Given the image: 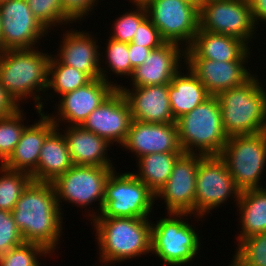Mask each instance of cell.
<instances>
[{
    "label": "cell",
    "instance_id": "cb8c5ba5",
    "mask_svg": "<svg viewBox=\"0 0 266 266\" xmlns=\"http://www.w3.org/2000/svg\"><path fill=\"white\" fill-rule=\"evenodd\" d=\"M64 138L73 165L114 167L107 156L110 143L81 125L65 127Z\"/></svg>",
    "mask_w": 266,
    "mask_h": 266
},
{
    "label": "cell",
    "instance_id": "7bdbcfd3",
    "mask_svg": "<svg viewBox=\"0 0 266 266\" xmlns=\"http://www.w3.org/2000/svg\"><path fill=\"white\" fill-rule=\"evenodd\" d=\"M228 266H249V265L244 264L236 255H234L231 264Z\"/></svg>",
    "mask_w": 266,
    "mask_h": 266
},
{
    "label": "cell",
    "instance_id": "ab89813d",
    "mask_svg": "<svg viewBox=\"0 0 266 266\" xmlns=\"http://www.w3.org/2000/svg\"><path fill=\"white\" fill-rule=\"evenodd\" d=\"M128 57L131 63V66L135 69L137 66H140L145 62V59L152 51L151 48L144 47L142 45H135L132 42L128 44Z\"/></svg>",
    "mask_w": 266,
    "mask_h": 266
},
{
    "label": "cell",
    "instance_id": "4dcf8cb0",
    "mask_svg": "<svg viewBox=\"0 0 266 266\" xmlns=\"http://www.w3.org/2000/svg\"><path fill=\"white\" fill-rule=\"evenodd\" d=\"M24 110L18 109L15 113L0 117V163L1 165L13 153L18 144L24 129ZM23 122V123H21Z\"/></svg>",
    "mask_w": 266,
    "mask_h": 266
},
{
    "label": "cell",
    "instance_id": "83f0119b",
    "mask_svg": "<svg viewBox=\"0 0 266 266\" xmlns=\"http://www.w3.org/2000/svg\"><path fill=\"white\" fill-rule=\"evenodd\" d=\"M184 152L151 153L136 159L137 173H133L155 195L170 178L174 163Z\"/></svg>",
    "mask_w": 266,
    "mask_h": 266
},
{
    "label": "cell",
    "instance_id": "bcb514c9",
    "mask_svg": "<svg viewBox=\"0 0 266 266\" xmlns=\"http://www.w3.org/2000/svg\"><path fill=\"white\" fill-rule=\"evenodd\" d=\"M196 5H198L199 7L201 6V0H188Z\"/></svg>",
    "mask_w": 266,
    "mask_h": 266
},
{
    "label": "cell",
    "instance_id": "4fadbf2b",
    "mask_svg": "<svg viewBox=\"0 0 266 266\" xmlns=\"http://www.w3.org/2000/svg\"><path fill=\"white\" fill-rule=\"evenodd\" d=\"M0 11L2 51L35 48L39 39L50 32L35 18L26 0L3 2Z\"/></svg>",
    "mask_w": 266,
    "mask_h": 266
},
{
    "label": "cell",
    "instance_id": "ee69618b",
    "mask_svg": "<svg viewBox=\"0 0 266 266\" xmlns=\"http://www.w3.org/2000/svg\"><path fill=\"white\" fill-rule=\"evenodd\" d=\"M135 5H145L149 0H130Z\"/></svg>",
    "mask_w": 266,
    "mask_h": 266
},
{
    "label": "cell",
    "instance_id": "d590c367",
    "mask_svg": "<svg viewBox=\"0 0 266 266\" xmlns=\"http://www.w3.org/2000/svg\"><path fill=\"white\" fill-rule=\"evenodd\" d=\"M106 51L104 54L106 56L105 62L113 74L117 76H129L131 77L134 68L131 66L128 57V44L123 42L115 41L111 38L107 39ZM107 60V61H106Z\"/></svg>",
    "mask_w": 266,
    "mask_h": 266
},
{
    "label": "cell",
    "instance_id": "681fc988",
    "mask_svg": "<svg viewBox=\"0 0 266 266\" xmlns=\"http://www.w3.org/2000/svg\"><path fill=\"white\" fill-rule=\"evenodd\" d=\"M103 264H104V266H109L107 263H103ZM103 264L101 263L100 266H103Z\"/></svg>",
    "mask_w": 266,
    "mask_h": 266
},
{
    "label": "cell",
    "instance_id": "836d02e7",
    "mask_svg": "<svg viewBox=\"0 0 266 266\" xmlns=\"http://www.w3.org/2000/svg\"><path fill=\"white\" fill-rule=\"evenodd\" d=\"M136 9L119 16L112 24L113 32L108 38L129 44L139 24L148 16L145 5H135Z\"/></svg>",
    "mask_w": 266,
    "mask_h": 266
},
{
    "label": "cell",
    "instance_id": "f6af8a7d",
    "mask_svg": "<svg viewBox=\"0 0 266 266\" xmlns=\"http://www.w3.org/2000/svg\"><path fill=\"white\" fill-rule=\"evenodd\" d=\"M1 31H2V17H1V11H0V52L2 51Z\"/></svg>",
    "mask_w": 266,
    "mask_h": 266
},
{
    "label": "cell",
    "instance_id": "e575fe53",
    "mask_svg": "<svg viewBox=\"0 0 266 266\" xmlns=\"http://www.w3.org/2000/svg\"><path fill=\"white\" fill-rule=\"evenodd\" d=\"M235 255L249 266H266V232L251 235L238 242Z\"/></svg>",
    "mask_w": 266,
    "mask_h": 266
},
{
    "label": "cell",
    "instance_id": "8992f818",
    "mask_svg": "<svg viewBox=\"0 0 266 266\" xmlns=\"http://www.w3.org/2000/svg\"><path fill=\"white\" fill-rule=\"evenodd\" d=\"M168 214V218H161L156 224L152 222L151 253H155V256L164 262V266L187 265L190 261L193 262L194 257L196 258L201 244L199 234L186 221V217L192 214Z\"/></svg>",
    "mask_w": 266,
    "mask_h": 266
},
{
    "label": "cell",
    "instance_id": "f35d334b",
    "mask_svg": "<svg viewBox=\"0 0 266 266\" xmlns=\"http://www.w3.org/2000/svg\"><path fill=\"white\" fill-rule=\"evenodd\" d=\"M98 1L99 0H62V4L65 14L73 22H77L78 20H83V17L88 16V14L93 11V6L96 7Z\"/></svg>",
    "mask_w": 266,
    "mask_h": 266
},
{
    "label": "cell",
    "instance_id": "3957f363",
    "mask_svg": "<svg viewBox=\"0 0 266 266\" xmlns=\"http://www.w3.org/2000/svg\"><path fill=\"white\" fill-rule=\"evenodd\" d=\"M100 261L114 264L151 253L149 218H92Z\"/></svg>",
    "mask_w": 266,
    "mask_h": 266
},
{
    "label": "cell",
    "instance_id": "b9f144b4",
    "mask_svg": "<svg viewBox=\"0 0 266 266\" xmlns=\"http://www.w3.org/2000/svg\"><path fill=\"white\" fill-rule=\"evenodd\" d=\"M251 16L253 22L258 25V22L266 21V0H249ZM259 20V21H258Z\"/></svg>",
    "mask_w": 266,
    "mask_h": 266
},
{
    "label": "cell",
    "instance_id": "5bb4252c",
    "mask_svg": "<svg viewBox=\"0 0 266 266\" xmlns=\"http://www.w3.org/2000/svg\"><path fill=\"white\" fill-rule=\"evenodd\" d=\"M199 154L183 153L174 163L170 178L155 195L164 199L167 213L195 214L196 176Z\"/></svg>",
    "mask_w": 266,
    "mask_h": 266
},
{
    "label": "cell",
    "instance_id": "9c48e42d",
    "mask_svg": "<svg viewBox=\"0 0 266 266\" xmlns=\"http://www.w3.org/2000/svg\"><path fill=\"white\" fill-rule=\"evenodd\" d=\"M114 169L115 167L73 165L64 174L59 175L52 185L61 212V200L76 204L85 210L88 205L99 201L100 211L97 214L93 211L92 214L88 212V216L90 219V216L94 218L99 215L104 200L105 183Z\"/></svg>",
    "mask_w": 266,
    "mask_h": 266
},
{
    "label": "cell",
    "instance_id": "7c38bea8",
    "mask_svg": "<svg viewBox=\"0 0 266 266\" xmlns=\"http://www.w3.org/2000/svg\"><path fill=\"white\" fill-rule=\"evenodd\" d=\"M199 29L237 37L248 46L257 31L248 0L204 2L199 7Z\"/></svg>",
    "mask_w": 266,
    "mask_h": 266
},
{
    "label": "cell",
    "instance_id": "8fae6325",
    "mask_svg": "<svg viewBox=\"0 0 266 266\" xmlns=\"http://www.w3.org/2000/svg\"><path fill=\"white\" fill-rule=\"evenodd\" d=\"M240 193L225 161L220 156L199 155L195 217L203 218L214 208L226 202L231 195L235 198L234 201L238 203Z\"/></svg>",
    "mask_w": 266,
    "mask_h": 266
},
{
    "label": "cell",
    "instance_id": "f546056e",
    "mask_svg": "<svg viewBox=\"0 0 266 266\" xmlns=\"http://www.w3.org/2000/svg\"><path fill=\"white\" fill-rule=\"evenodd\" d=\"M0 175V210L12 212L33 178L28 173L10 170L1 164Z\"/></svg>",
    "mask_w": 266,
    "mask_h": 266
},
{
    "label": "cell",
    "instance_id": "30bf717a",
    "mask_svg": "<svg viewBox=\"0 0 266 266\" xmlns=\"http://www.w3.org/2000/svg\"><path fill=\"white\" fill-rule=\"evenodd\" d=\"M145 6L165 42L183 44L185 50L191 45L199 30L198 5L188 0H149Z\"/></svg>",
    "mask_w": 266,
    "mask_h": 266
},
{
    "label": "cell",
    "instance_id": "603a6c76",
    "mask_svg": "<svg viewBox=\"0 0 266 266\" xmlns=\"http://www.w3.org/2000/svg\"><path fill=\"white\" fill-rule=\"evenodd\" d=\"M40 120L27 126L13 153L2 164L5 168L32 174L38 165L41 148L47 136L57 127L47 113H39Z\"/></svg>",
    "mask_w": 266,
    "mask_h": 266
},
{
    "label": "cell",
    "instance_id": "74e56055",
    "mask_svg": "<svg viewBox=\"0 0 266 266\" xmlns=\"http://www.w3.org/2000/svg\"><path fill=\"white\" fill-rule=\"evenodd\" d=\"M131 42L135 45L151 48L152 50L165 43L159 30L153 25L148 16L139 24Z\"/></svg>",
    "mask_w": 266,
    "mask_h": 266
},
{
    "label": "cell",
    "instance_id": "7a4b0ae2",
    "mask_svg": "<svg viewBox=\"0 0 266 266\" xmlns=\"http://www.w3.org/2000/svg\"><path fill=\"white\" fill-rule=\"evenodd\" d=\"M36 49L1 51L0 83L19 106L21 100L35 99L36 112L41 113L44 103L39 92L46 91L48 87L51 54Z\"/></svg>",
    "mask_w": 266,
    "mask_h": 266
},
{
    "label": "cell",
    "instance_id": "ac0fdd59",
    "mask_svg": "<svg viewBox=\"0 0 266 266\" xmlns=\"http://www.w3.org/2000/svg\"><path fill=\"white\" fill-rule=\"evenodd\" d=\"M136 158L151 153L183 152L176 123H147L133 119L122 144Z\"/></svg>",
    "mask_w": 266,
    "mask_h": 266
},
{
    "label": "cell",
    "instance_id": "1f68e13d",
    "mask_svg": "<svg viewBox=\"0 0 266 266\" xmlns=\"http://www.w3.org/2000/svg\"><path fill=\"white\" fill-rule=\"evenodd\" d=\"M26 3L47 31L51 29V26L73 23L64 12L62 0H26Z\"/></svg>",
    "mask_w": 266,
    "mask_h": 266
},
{
    "label": "cell",
    "instance_id": "484cf974",
    "mask_svg": "<svg viewBox=\"0 0 266 266\" xmlns=\"http://www.w3.org/2000/svg\"><path fill=\"white\" fill-rule=\"evenodd\" d=\"M184 75L179 70L168 84V97L175 120L192 111L211 95L189 68ZM183 74V75H182Z\"/></svg>",
    "mask_w": 266,
    "mask_h": 266
},
{
    "label": "cell",
    "instance_id": "6da1fadb",
    "mask_svg": "<svg viewBox=\"0 0 266 266\" xmlns=\"http://www.w3.org/2000/svg\"><path fill=\"white\" fill-rule=\"evenodd\" d=\"M62 214L50 182L32 181L12 210L24 242L39 244L51 254L59 248Z\"/></svg>",
    "mask_w": 266,
    "mask_h": 266
},
{
    "label": "cell",
    "instance_id": "9a60e30c",
    "mask_svg": "<svg viewBox=\"0 0 266 266\" xmlns=\"http://www.w3.org/2000/svg\"><path fill=\"white\" fill-rule=\"evenodd\" d=\"M132 120L129 104L120 89L116 88L81 126L111 145L116 142L120 146L126 139Z\"/></svg>",
    "mask_w": 266,
    "mask_h": 266
},
{
    "label": "cell",
    "instance_id": "ba28073f",
    "mask_svg": "<svg viewBox=\"0 0 266 266\" xmlns=\"http://www.w3.org/2000/svg\"><path fill=\"white\" fill-rule=\"evenodd\" d=\"M219 156L240 192L264 188L259 181L266 166V131L229 137Z\"/></svg>",
    "mask_w": 266,
    "mask_h": 266
},
{
    "label": "cell",
    "instance_id": "7dc6e473",
    "mask_svg": "<svg viewBox=\"0 0 266 266\" xmlns=\"http://www.w3.org/2000/svg\"><path fill=\"white\" fill-rule=\"evenodd\" d=\"M209 0H201V5L204 3V2H207Z\"/></svg>",
    "mask_w": 266,
    "mask_h": 266
},
{
    "label": "cell",
    "instance_id": "7402d4cb",
    "mask_svg": "<svg viewBox=\"0 0 266 266\" xmlns=\"http://www.w3.org/2000/svg\"><path fill=\"white\" fill-rule=\"evenodd\" d=\"M251 47L241 39L220 33L199 29L191 45L186 49L185 58H204L215 61H247Z\"/></svg>",
    "mask_w": 266,
    "mask_h": 266
},
{
    "label": "cell",
    "instance_id": "44dd1931",
    "mask_svg": "<svg viewBox=\"0 0 266 266\" xmlns=\"http://www.w3.org/2000/svg\"><path fill=\"white\" fill-rule=\"evenodd\" d=\"M132 87L129 90L119 85L133 119L147 123H176L168 97V84Z\"/></svg>",
    "mask_w": 266,
    "mask_h": 266
},
{
    "label": "cell",
    "instance_id": "e0dca14e",
    "mask_svg": "<svg viewBox=\"0 0 266 266\" xmlns=\"http://www.w3.org/2000/svg\"><path fill=\"white\" fill-rule=\"evenodd\" d=\"M62 40L60 42L62 43L60 44L61 50L57 51L59 54H52V56H55L63 64L85 73L91 80L102 78L107 82L114 83L108 79L106 69L102 68L100 58L103 55L99 53L100 46L96 45L98 40L92 34L70 29V31L63 32Z\"/></svg>",
    "mask_w": 266,
    "mask_h": 266
},
{
    "label": "cell",
    "instance_id": "52a82bcc",
    "mask_svg": "<svg viewBox=\"0 0 266 266\" xmlns=\"http://www.w3.org/2000/svg\"><path fill=\"white\" fill-rule=\"evenodd\" d=\"M155 194L132 172L114 169L105 183L102 210L94 218H149Z\"/></svg>",
    "mask_w": 266,
    "mask_h": 266
},
{
    "label": "cell",
    "instance_id": "8d00e7d4",
    "mask_svg": "<svg viewBox=\"0 0 266 266\" xmlns=\"http://www.w3.org/2000/svg\"><path fill=\"white\" fill-rule=\"evenodd\" d=\"M23 242V236L15 224L12 212L0 210V256Z\"/></svg>",
    "mask_w": 266,
    "mask_h": 266
},
{
    "label": "cell",
    "instance_id": "2e32d148",
    "mask_svg": "<svg viewBox=\"0 0 266 266\" xmlns=\"http://www.w3.org/2000/svg\"><path fill=\"white\" fill-rule=\"evenodd\" d=\"M117 84H111L102 78L92 79L85 86L60 96L61 99L56 108L57 116L49 113L48 117L57 127L60 121L68 122L66 126L81 125L93 110L98 108L116 88H119Z\"/></svg>",
    "mask_w": 266,
    "mask_h": 266
},
{
    "label": "cell",
    "instance_id": "c3c4849f",
    "mask_svg": "<svg viewBox=\"0 0 266 266\" xmlns=\"http://www.w3.org/2000/svg\"><path fill=\"white\" fill-rule=\"evenodd\" d=\"M6 1H10V0H0V4Z\"/></svg>",
    "mask_w": 266,
    "mask_h": 266
},
{
    "label": "cell",
    "instance_id": "4316f807",
    "mask_svg": "<svg viewBox=\"0 0 266 266\" xmlns=\"http://www.w3.org/2000/svg\"><path fill=\"white\" fill-rule=\"evenodd\" d=\"M236 205L240 210L239 222L242 229L238 234V242L251 235L266 232L265 187L241 192Z\"/></svg>",
    "mask_w": 266,
    "mask_h": 266
},
{
    "label": "cell",
    "instance_id": "f1b7e54d",
    "mask_svg": "<svg viewBox=\"0 0 266 266\" xmlns=\"http://www.w3.org/2000/svg\"><path fill=\"white\" fill-rule=\"evenodd\" d=\"M91 79L76 68L67 66L60 62L55 56L50 57L48 65V87L55 93L62 96L65 93L74 91L85 86Z\"/></svg>",
    "mask_w": 266,
    "mask_h": 266
},
{
    "label": "cell",
    "instance_id": "277c9868",
    "mask_svg": "<svg viewBox=\"0 0 266 266\" xmlns=\"http://www.w3.org/2000/svg\"><path fill=\"white\" fill-rule=\"evenodd\" d=\"M217 97L228 138L266 131V90L256 75L240 86L221 91Z\"/></svg>",
    "mask_w": 266,
    "mask_h": 266
},
{
    "label": "cell",
    "instance_id": "5b68a950",
    "mask_svg": "<svg viewBox=\"0 0 266 266\" xmlns=\"http://www.w3.org/2000/svg\"><path fill=\"white\" fill-rule=\"evenodd\" d=\"M176 126L181 148L187 154L219 156L228 140L217 96H210L182 115L176 120Z\"/></svg>",
    "mask_w": 266,
    "mask_h": 266
},
{
    "label": "cell",
    "instance_id": "60d3db41",
    "mask_svg": "<svg viewBox=\"0 0 266 266\" xmlns=\"http://www.w3.org/2000/svg\"><path fill=\"white\" fill-rule=\"evenodd\" d=\"M20 108L0 83V117L11 115Z\"/></svg>",
    "mask_w": 266,
    "mask_h": 266
},
{
    "label": "cell",
    "instance_id": "d6a6232c",
    "mask_svg": "<svg viewBox=\"0 0 266 266\" xmlns=\"http://www.w3.org/2000/svg\"><path fill=\"white\" fill-rule=\"evenodd\" d=\"M50 253L39 244L23 242L0 256V266H40L39 257Z\"/></svg>",
    "mask_w": 266,
    "mask_h": 266
},
{
    "label": "cell",
    "instance_id": "d4e9b609",
    "mask_svg": "<svg viewBox=\"0 0 266 266\" xmlns=\"http://www.w3.org/2000/svg\"><path fill=\"white\" fill-rule=\"evenodd\" d=\"M56 127L41 148L37 169L31 174L33 181L52 183L73 166L64 135Z\"/></svg>",
    "mask_w": 266,
    "mask_h": 266
},
{
    "label": "cell",
    "instance_id": "d6986e66",
    "mask_svg": "<svg viewBox=\"0 0 266 266\" xmlns=\"http://www.w3.org/2000/svg\"><path fill=\"white\" fill-rule=\"evenodd\" d=\"M187 68L204 85L211 96L242 85L253 73L247 70L248 61H215L204 58H185Z\"/></svg>",
    "mask_w": 266,
    "mask_h": 266
},
{
    "label": "cell",
    "instance_id": "ffe728a7",
    "mask_svg": "<svg viewBox=\"0 0 266 266\" xmlns=\"http://www.w3.org/2000/svg\"><path fill=\"white\" fill-rule=\"evenodd\" d=\"M185 52L183 46L172 42H165L160 47L153 49L145 62L134 69L130 77L132 86L169 84L173 76L180 69L183 70L179 65H181L180 61H185Z\"/></svg>",
    "mask_w": 266,
    "mask_h": 266
}]
</instances>
